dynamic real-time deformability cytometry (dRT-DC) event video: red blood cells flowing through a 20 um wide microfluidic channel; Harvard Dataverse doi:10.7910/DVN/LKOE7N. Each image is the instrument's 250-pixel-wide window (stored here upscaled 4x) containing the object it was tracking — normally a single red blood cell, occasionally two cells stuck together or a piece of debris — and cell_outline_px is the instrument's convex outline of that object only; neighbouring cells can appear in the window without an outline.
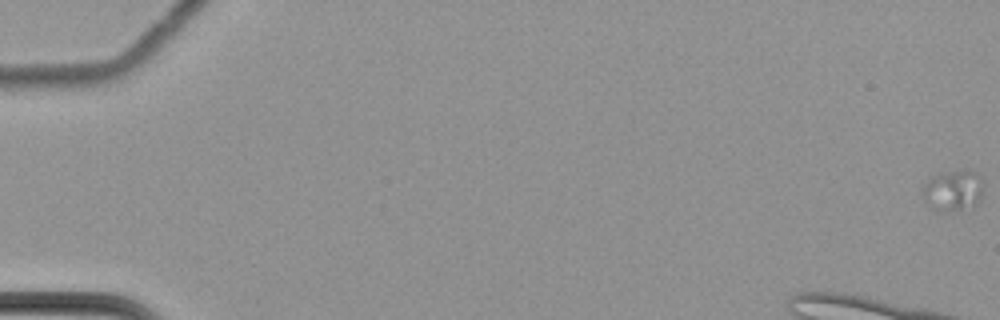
{"species": "common noctule bat (a hibernating species)", "species_latin": "Nyctalus noctula", "temperature_condition": "cold", "stored_images_in_passage": 16, "camera_frame_rate_fps": 3000, "um_per_image_px": 0.085, "animal": {"sex": "female", "body_mass_g": 22.7, "forearm_length_mm": 54.2}, "frame": {"image": 1, "passage_image": 1, "time_ms": 0.0, "image_size_px": [1000, 320], "cell_outline_px": [[980, 200], [972, 208], [948, 212], [940, 212], [932, 208], [924, 200], [920, 192], [924, 184], [932, 176], [944, 172], [964, 168], [968, 168], [980, 180]], "centroid_in_image_um": [80.94, 16.21], "position_along_channel_um": 4.1, "area_um2": 14.62}}